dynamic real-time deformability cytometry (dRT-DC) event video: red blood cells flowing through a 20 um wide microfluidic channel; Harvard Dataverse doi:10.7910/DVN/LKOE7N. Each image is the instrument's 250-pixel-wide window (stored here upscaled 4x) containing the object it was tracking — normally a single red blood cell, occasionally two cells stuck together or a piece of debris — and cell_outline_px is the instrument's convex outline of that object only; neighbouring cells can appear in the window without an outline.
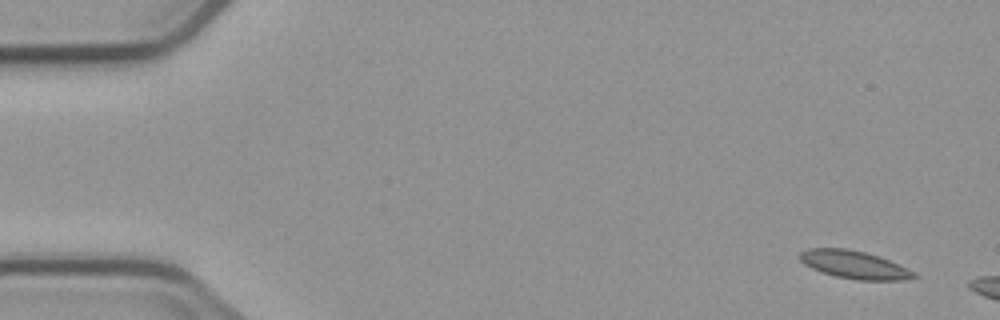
{"species": "common noctule bat (a hibernating species)", "species_latin": "Nyctalus noctula", "temperature_condition": "cold", "stored_images_in_passage": 3, "camera_frame_rate_fps": 3000, "um_per_image_px": 0.085, "animal": {"sex": "male", "body_mass_g": 23.1, "forearm_length_mm": 52.7}, "frame": {"image": 1, "passage_image": 1, "time_ms": 0.0, "image_size_px": [1000, 320], "cell_outline_px": [[920, 276], [904, 280], [856, 280], [836, 276], [812, 268], [804, 264], [800, 260], [800, 252], [808, 248], [844, 248], [864, 252], [888, 260]], "centroid_in_image_um": [72.57, 22.5], "position_along_channel_um": 12.4, "area_um2": 18.09}}